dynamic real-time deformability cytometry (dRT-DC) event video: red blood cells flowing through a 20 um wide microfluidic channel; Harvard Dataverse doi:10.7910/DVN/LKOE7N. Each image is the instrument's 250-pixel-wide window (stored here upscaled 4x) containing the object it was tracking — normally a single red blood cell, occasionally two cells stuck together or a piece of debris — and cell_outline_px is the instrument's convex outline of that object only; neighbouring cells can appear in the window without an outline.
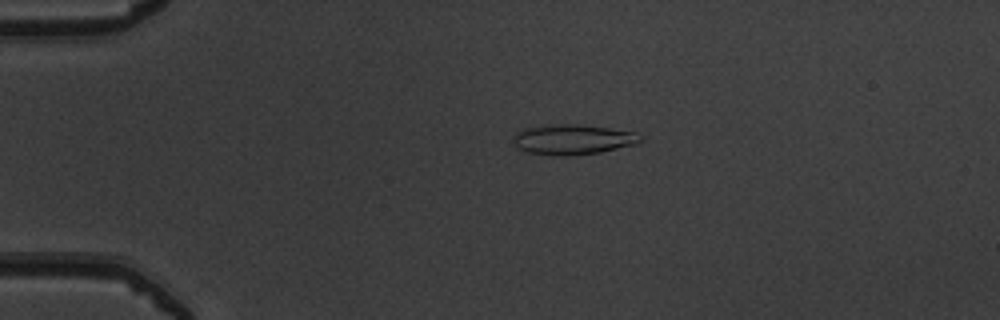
{"species": "common noctule bat (a hibernating species)", "species_latin": "Nyctalus noctula", "temperature_condition": "warm", "stored_images_in_passage": 51, "camera_frame_rate_fps": 3000, "um_per_image_px": 0.085, "animal": {"sex": "male", "body_mass_g": 19.5, "forearm_length_mm": 54.6}, "frame": {"image": 1, "passage_image": 12, "time_ms": 3.667, "image_size_px": [1000, 320], "cell_outline_px": [[644, 140], [636, 144], [600, 152], [572, 156], [552, 156], [528, 152], [516, 148], [512, 140], [512, 136], [520, 128], [548, 124], [580, 124], [636, 132]], "centroid_in_image_um": [48.62, 11.85], "position_along_channel_um": 36.4, "area_um2": 22.83}}
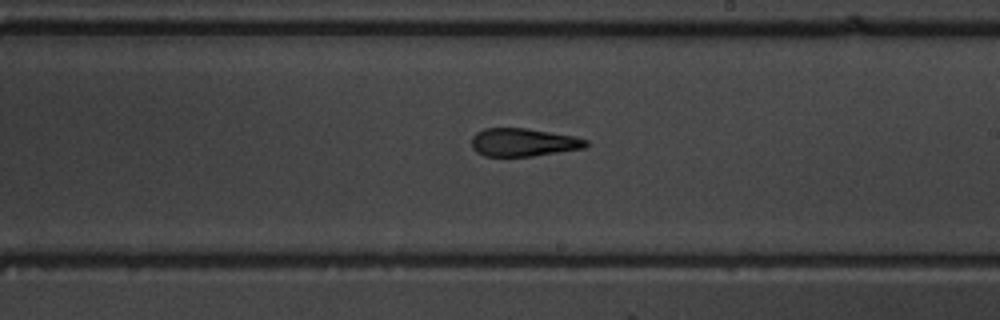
{"frame": {"image": 2, "passage_image": 31, "time_ms": 10.0, "image_size_px": [1000, 320], "cell_outline_px": [[588, 144], [584, 148], [532, 156], [484, 156], [476, 152], [472, 148], [472, 136], [476, 132], [484, 128], [524, 128], [576, 136], [588, 140]], "centroid_in_image_um": [44.47, 12.09], "position_along_channel_um": 244.5, "area_um2": 18.73}}
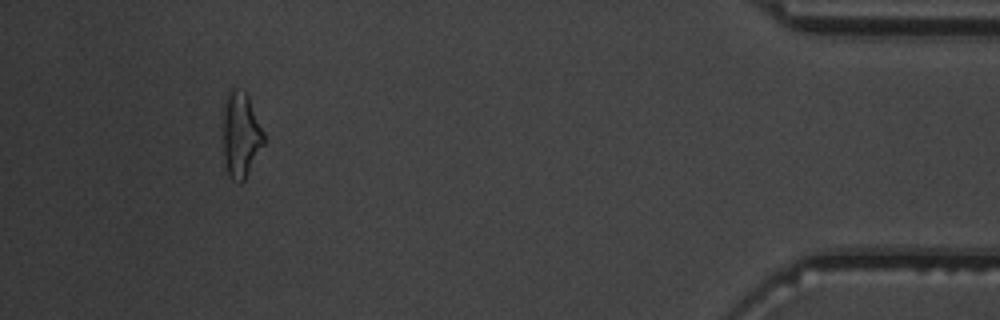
{"frame": {"image": 3, "passage_image": 48, "time_ms": 15.667, "image_size_px": [1000, 320], "cell_outline_px": [[264, 144], [244, 180], [240, 184], [232, 180], [228, 176], [224, 156], [224, 100], [228, 88], [236, 88], [244, 92], [248, 96], [264, 132]], "centroid_in_image_um": [20.46, 11.45], "position_along_channel_um": 414.7, "area_um2": 20.23}, "authors_computed_cell_mechanics": {"area_um2": 20.0566, "velocity_mm_per_s": 4.0238, "shape_relaxation_time_tau1_ms": null, "shape_relaxation_time_tau2_ms": 2.0503, "deformation_change_tau1": null, "deformation_change_tau2": 0.1176}}